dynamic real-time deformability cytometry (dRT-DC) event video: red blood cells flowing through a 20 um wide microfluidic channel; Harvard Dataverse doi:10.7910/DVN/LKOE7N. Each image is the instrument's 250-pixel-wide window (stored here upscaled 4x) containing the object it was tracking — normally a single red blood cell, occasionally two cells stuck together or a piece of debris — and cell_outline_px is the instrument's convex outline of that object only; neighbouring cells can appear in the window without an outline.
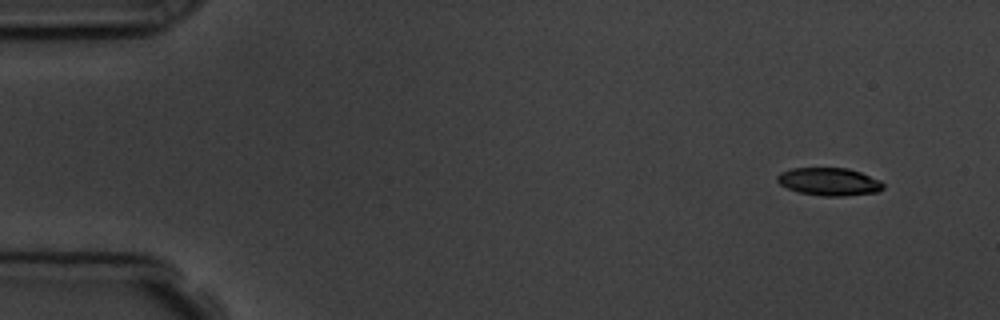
{"species": "common noctule bat (a hibernating species)", "species_latin": "Nyctalus noctula", "temperature_condition": "room temperature", "stored_images_in_passage": 5, "camera_frame_rate_fps": 3000, "um_per_image_px": 0.085, "animal": {"sex": "male", "body_mass_g": 19.5, "forearm_length_mm": 54.6}, "frame": {"image": 1, "passage_image": 1, "time_ms": 0.0, "image_size_px": [1000, 320], "cell_outline_px": [[884, 188], [880, 192], [844, 196], [820, 196], [800, 192], [788, 188], [780, 184], [776, 180], [776, 176], [780, 172], [792, 168], [848, 168], [860, 172], [880, 180], [884, 184]], "centroid_in_image_um": [70.49, 15.44], "position_along_channel_um": 14.5, "area_um2": 17.28}}
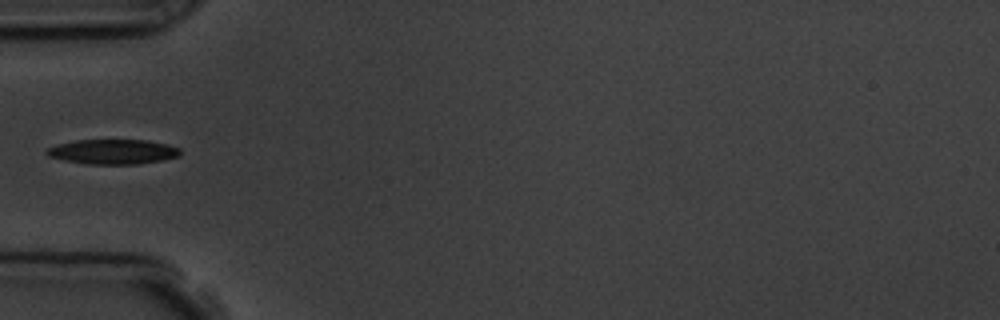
{"frame": {"image": 2, "passage_image": 4, "time_ms": 4.667, "image_size_px": [1000, 320], "cell_outline_px": [[180, 156], [164, 160], [136, 164], [84, 164], [64, 160], [48, 156], [44, 152], [48, 148], [60, 144], [76, 140], [148, 140], [180, 148]], "centroid_in_image_um": [9.6, 12.9], "position_along_channel_um": 75.4, "area_um2": 19.25}}